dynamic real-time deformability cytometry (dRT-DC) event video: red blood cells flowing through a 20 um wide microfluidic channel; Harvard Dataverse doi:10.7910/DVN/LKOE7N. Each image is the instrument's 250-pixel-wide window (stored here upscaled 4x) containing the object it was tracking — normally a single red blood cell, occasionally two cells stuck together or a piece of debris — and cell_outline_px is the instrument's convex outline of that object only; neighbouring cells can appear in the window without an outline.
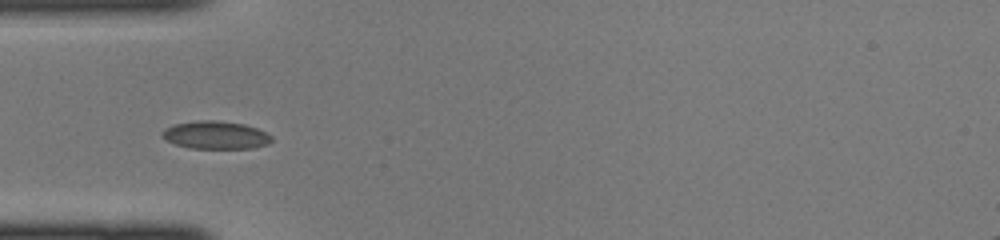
{"species": "common noctule bat (a hibernating species)", "species_latin": "Nyctalus noctula", "temperature_condition": "cold", "stored_images_in_passage": 13, "camera_frame_rate_fps": 3000, "um_per_image_px": 0.085, "animal": {"sex": "female", "body_mass_g": 22.0, "forearm_length_mm": 56.7}, "frame": {"image": 1, "passage_image": 6, "time_ms": 1.667, "image_size_px": [1000, 240], "cell_outline_px": [[272, 140], [268, 144], [252, 148], [188, 148], [164, 140], [160, 136], [160, 132], [164, 128], [176, 124], [200, 120], [216, 120], [244, 124], [256, 128], [272, 136]], "centroid_in_image_um": [18.28, 11.48], "position_along_channel_um": 66.7, "area_um2": 17.8}}
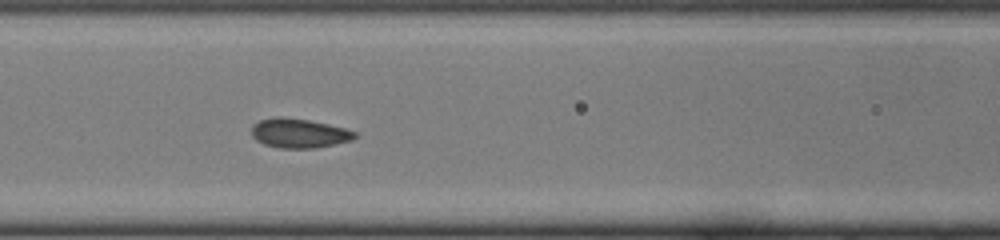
{"frame": {"image": 2, "passage_image": 11, "time_ms": 3.333, "image_size_px": [1000, 240], "cell_outline_px": [[356, 136], [352, 140], [316, 148], [280, 148], [264, 144], [256, 140], [252, 136], [252, 124], [260, 120], [276, 116], [280, 116], [308, 120], [328, 124], [344, 128], [356, 132]], "centroid_in_image_um": [25.39, 11.32], "position_along_channel_um": 141.2, "area_um2": 17.63}}